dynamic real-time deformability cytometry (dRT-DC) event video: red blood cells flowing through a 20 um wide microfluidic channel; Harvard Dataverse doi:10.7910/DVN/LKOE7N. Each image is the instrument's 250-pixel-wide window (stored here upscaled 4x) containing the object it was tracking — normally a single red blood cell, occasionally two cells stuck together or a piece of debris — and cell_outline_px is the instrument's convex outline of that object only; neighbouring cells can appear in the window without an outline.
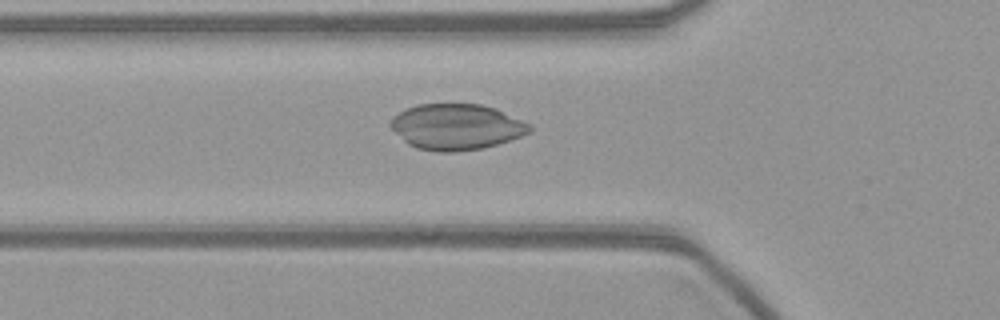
{"species": "common noctule bat (a hibernating species)", "species_latin": "Nyctalus noctula", "temperature_condition": "warm", "stored_images_in_passage": 53, "camera_frame_rate_fps": 3000, "um_per_image_px": 0.085, "animal": {"sex": "female", "body_mass_g": 21.9}, "frame": {"image": 1, "passage_image": 17, "time_ms": 5.333, "image_size_px": [1000, 320], "cell_outline_px": [[532, 128], [528, 132], [520, 136], [496, 144], [480, 148], [452, 152], [436, 152], [416, 148], [408, 144], [388, 124], [392, 116], [416, 104], [480, 104], [496, 108], [532, 124]], "centroid_in_image_um": [38.78, 10.77], "position_along_channel_um": 87.0, "area_um2": 36.99}}
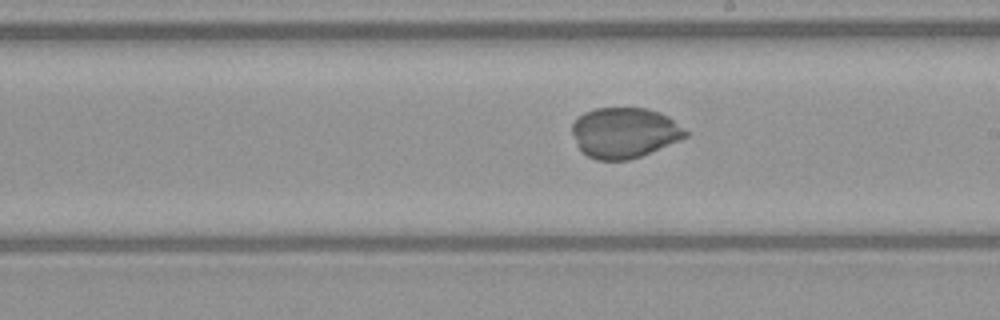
{"frame": {"image": 2, "passage_image": 29, "time_ms": 9.333, "image_size_px": [1000, 320], "cell_outline_px": [[688, 136], [640, 156], [628, 160], [596, 160], [580, 152], [576, 144], [572, 132], [572, 124], [584, 112], [596, 108], [648, 108], [660, 112], [668, 116], [684, 128], [688, 132]], "centroid_in_image_um": [53.05, 11.28], "position_along_channel_um": 235.9, "area_um2": 33.29}}
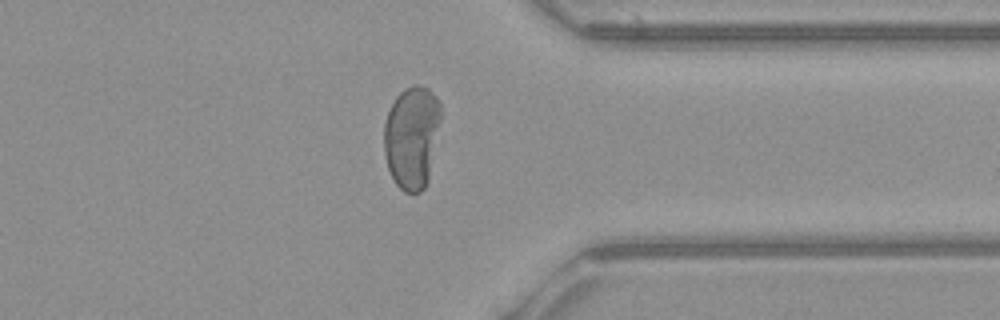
{"frame": {"image": 3, "passage_image": 41, "time_ms": 13.333, "image_size_px": [1000, 320], "cell_outline_px": [[440, 120], [428, 180], [424, 188], [420, 192], [404, 192], [396, 184], [388, 168], [384, 152], [384, 124], [388, 112], [396, 96], [404, 88], [412, 84], [416, 84], [428, 88], [436, 96], [440, 104]], "centroid_in_image_um": [34.99, 11.63], "position_along_channel_um": 376.4, "area_um2": 33.87}}